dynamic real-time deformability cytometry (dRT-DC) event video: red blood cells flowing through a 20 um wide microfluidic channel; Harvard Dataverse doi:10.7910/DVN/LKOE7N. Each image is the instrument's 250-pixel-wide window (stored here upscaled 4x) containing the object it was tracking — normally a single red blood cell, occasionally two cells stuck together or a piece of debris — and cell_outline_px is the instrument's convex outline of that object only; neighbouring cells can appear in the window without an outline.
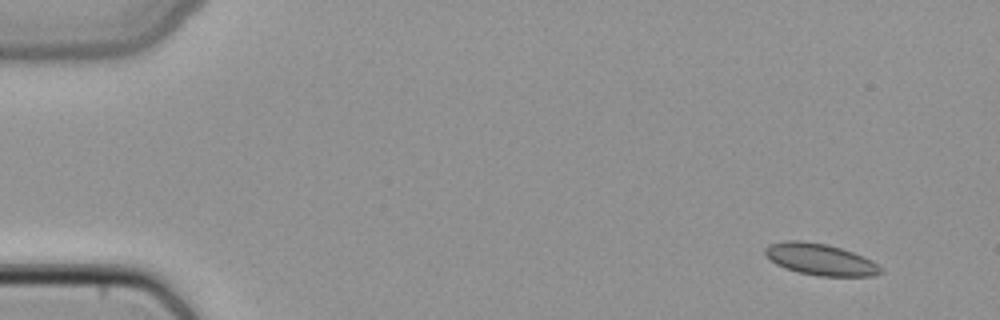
{"species": "common noctule bat (a hibernating species)", "species_latin": "Nyctalus noctula", "temperature_condition": "cold", "stored_images_in_passage": 3, "camera_frame_rate_fps": 3000, "um_per_image_px": 0.085, "animal": {"sex": "female", "body_mass_g": 22.7, "forearm_length_mm": 54.2}, "frame": {"image": 1, "passage_image": 2, "time_ms": 0.333, "image_size_px": [1000, 320], "cell_outline_px": [[884, 272], [876, 276], [820, 276], [800, 272], [784, 268], [776, 264], [764, 252], [764, 248], [768, 244], [784, 240], [800, 240], [828, 244], [852, 252], [872, 260], [884, 268]], "centroid_in_image_um": [69.75, 22.05], "position_along_channel_um": 15.2, "area_um2": 21.39}}